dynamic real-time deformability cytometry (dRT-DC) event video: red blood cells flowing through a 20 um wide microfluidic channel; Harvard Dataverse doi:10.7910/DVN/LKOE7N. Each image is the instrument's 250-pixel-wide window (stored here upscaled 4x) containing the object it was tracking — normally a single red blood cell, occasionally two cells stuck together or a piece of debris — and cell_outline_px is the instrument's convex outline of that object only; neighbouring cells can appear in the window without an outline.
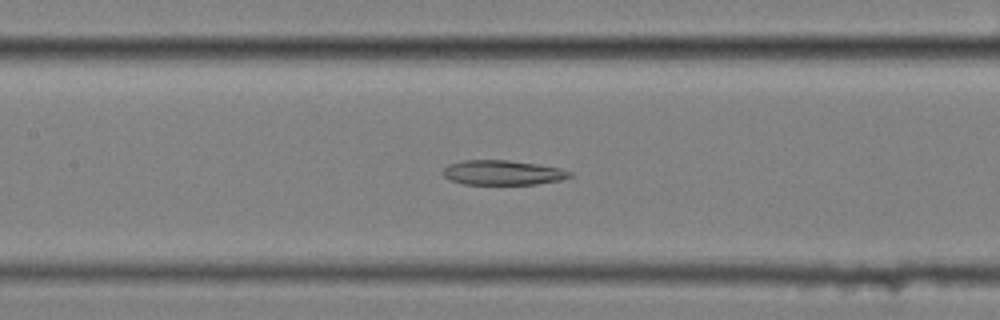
{"species": "common noctule bat (a hibernating species)", "species_latin": "Nyctalus noctula", "temperature_condition": "cold", "stored_images_in_passage": 58, "segment_of_instrument_passage": [2, 2], "camera_frame_rate_fps": 3000, "um_per_image_px": 0.085, "animal": {"sex": "female", "body_mass_g": 25.1}, "frame": {"image": 1, "passage_image": 27, "time_ms": 8.667, "image_size_px": [1000, 320], "cell_outline_px": [[572, 176], [560, 180], [536, 184], [464, 184], [452, 180], [444, 176], [440, 172], [448, 164], [464, 160], [508, 160], [536, 164], [560, 168], [572, 172]], "centroid_in_image_um": [42.71, 14.67], "position_along_channel_um": 164.7, "area_um2": 18.21}}
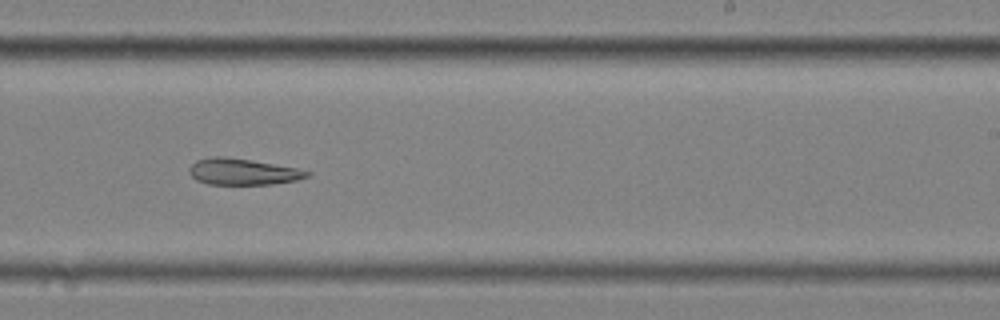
{"frame": {"image": 2, "passage_image": 36, "time_ms": 11.667, "image_size_px": [1000, 320], "cell_outline_px": [[312, 172], [308, 176], [296, 180], [272, 184], [208, 184], [196, 180], [188, 172], [188, 168], [196, 160], [212, 156], [224, 156], [296, 168]], "centroid_in_image_um": [20.58, 14.6], "position_along_channel_um": 268.4, "area_um2": 17.86}}
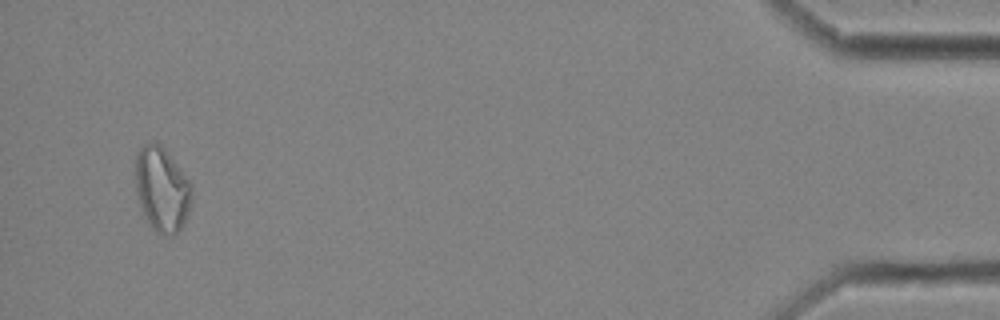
{"frame": {"image": 3, "passage_image": 56, "time_ms": 18.333, "image_size_px": [1000, 320], "cell_outline_px": [[192, 200], [188, 212], [176, 236], [164, 236], [156, 232], [152, 228], [144, 216], [136, 192], [136, 156], [140, 148], [144, 144], [152, 140], [160, 144], [164, 148], [192, 184]], "centroid_in_image_um": [13.77, 16.1], "position_along_channel_um": 421.4, "area_um2": 27.8}}